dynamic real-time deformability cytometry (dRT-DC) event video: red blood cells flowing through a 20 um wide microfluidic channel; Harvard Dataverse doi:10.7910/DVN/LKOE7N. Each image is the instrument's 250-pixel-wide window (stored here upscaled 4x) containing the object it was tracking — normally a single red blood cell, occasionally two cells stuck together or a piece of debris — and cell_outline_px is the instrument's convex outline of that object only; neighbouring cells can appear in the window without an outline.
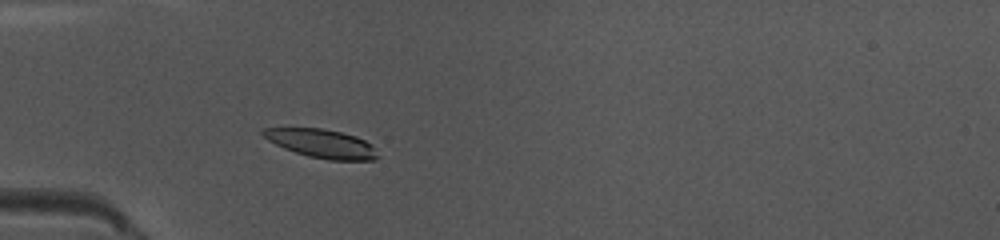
{"species": "common noctule bat (a hibernating species)", "species_latin": "Nyctalus noctula", "temperature_condition": "warm", "stored_images_in_passage": 49, "camera_frame_rate_fps": 3000, "um_per_image_px": 0.085, "animal": {"sex": "female", "body_mass_g": 10.0, "forearm_length_mm": 53.1}, "frame": {"image": 1, "passage_image": 15, "time_ms": 4.667, "image_size_px": [1000, 240], "cell_outline_px": [[380, 156], [376, 160], [328, 160], [308, 156], [284, 148], [268, 140], [260, 132], [264, 128], [320, 128], [340, 132], [356, 136], [372, 144]], "centroid_in_image_um": [27.38, 12.21], "position_along_channel_um": 57.6, "area_um2": 19.07}}
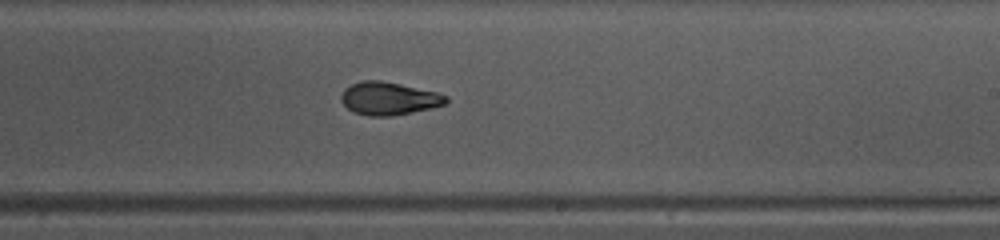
{"frame": {"image": 2, "passage_image": 30, "time_ms": 9.667, "image_size_px": [1000, 240], "cell_outline_px": [[448, 100], [444, 104], [432, 108], [392, 116], [368, 116], [352, 112], [340, 100], [340, 96], [344, 88], [360, 80], [380, 80], [400, 84], [436, 92], [448, 96]], "centroid_in_image_um": [33.01, 8.37], "position_along_channel_um": 256.0, "area_um2": 20.17}}
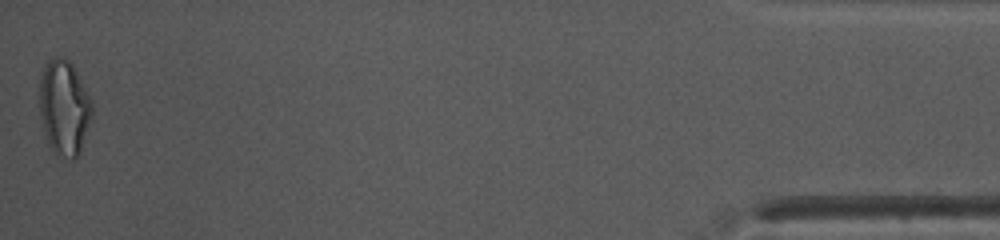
{"frame": {"image": 3, "passage_image": 49, "time_ms": 16.0, "image_size_px": [1000, 240], "cell_outline_px": [[92, 116], [80, 152], [72, 160], [56, 156], [48, 144], [44, 132], [40, 116], [40, 76], [44, 64], [48, 60], [56, 56], [64, 56], [72, 64], [92, 100]], "centroid_in_image_um": [5.44, 9.15], "position_along_channel_um": 429.8, "area_um2": 29.42}, "authors_computed_cell_mechanics": {"area_um2": 20.1144, "velocity_mm_per_s": 4.082, "shape_relaxation_time_tau1_ms": 4.6277, "shape_relaxation_time_tau2_ms": 2.2514, "deformation_change_tau1": 0.1972, "deformation_change_tau2": 0.0856}}